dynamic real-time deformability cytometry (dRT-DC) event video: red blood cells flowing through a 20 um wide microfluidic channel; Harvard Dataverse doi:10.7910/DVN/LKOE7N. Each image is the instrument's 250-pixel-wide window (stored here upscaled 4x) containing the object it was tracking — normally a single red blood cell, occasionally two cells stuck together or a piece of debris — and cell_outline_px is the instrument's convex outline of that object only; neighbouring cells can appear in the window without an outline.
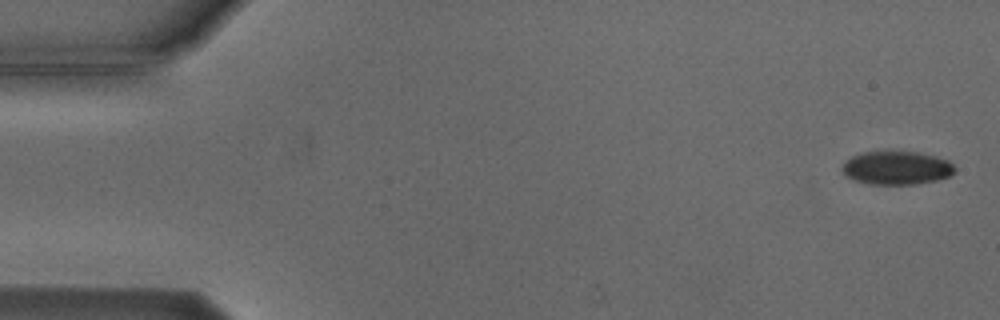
{"species": "Egyptian fruit bat (a non-hibernating species)", "species_latin": "Rousettus aegyptiacus", "temperature_condition": "cold", "stored_images_in_passage": 5, "camera_frame_rate_fps": 3000, "um_per_image_px": 0.085, "animal": {"sex": "male"}, "frame": {"image": 1, "passage_image": 1, "time_ms": 0.0, "image_size_px": [1000, 320], "cell_outline_px": [[956, 168], [948, 176], [936, 180], [916, 184], [872, 184], [856, 180], [848, 176], [840, 168], [844, 160], [860, 152], [884, 148], [920, 152], [936, 156], [948, 160]], "centroid_in_image_um": [76.17, 14.2], "position_along_channel_um": 8.8, "area_um2": 22.66}}
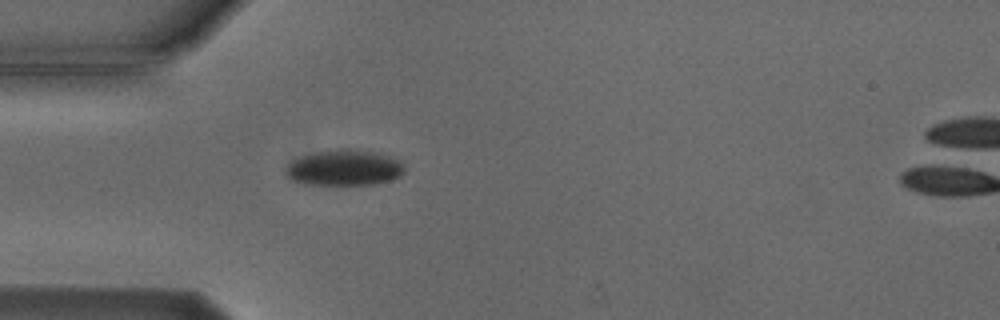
{"frame": {"image": 2, "passage_image": 5, "time_ms": 4.667, "image_size_px": [1000, 320], "cell_outline_px": [[404, 172], [400, 176], [392, 180], [372, 184], [304, 184], [292, 180], [284, 172], [288, 164], [292, 160], [316, 152], [340, 148], [348, 148], [388, 156], [400, 160], [404, 164]], "centroid_in_image_um": [29.26, 14.26], "position_along_channel_um": 55.7, "area_um2": 24.51}}